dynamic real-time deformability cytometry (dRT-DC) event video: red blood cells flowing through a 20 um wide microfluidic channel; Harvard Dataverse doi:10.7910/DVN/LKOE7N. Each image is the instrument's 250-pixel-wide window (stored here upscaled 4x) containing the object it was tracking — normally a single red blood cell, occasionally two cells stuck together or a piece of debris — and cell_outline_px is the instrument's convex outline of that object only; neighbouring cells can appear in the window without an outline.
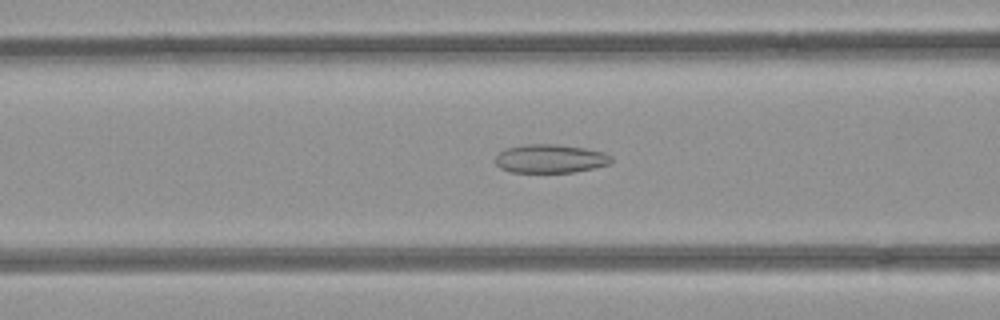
{"species": "common noctule bat (a hibernating species)", "species_latin": "Nyctalus noctula", "temperature_condition": "room temperature", "stored_images_in_passage": 47, "camera_frame_rate_fps": 3000, "um_per_image_px": 0.085, "animal": {"sex": "female", "body_mass_g": 21.9}, "frame": {"image": 1, "passage_image": 21, "time_ms": 6.667, "image_size_px": [1000, 320], "cell_outline_px": [[612, 160], [608, 164], [592, 168], [572, 172], [512, 172], [500, 168], [496, 164], [496, 156], [504, 148], [524, 144], [556, 144], [584, 148], [604, 152], [612, 156]], "centroid_in_image_um": [46.75, 13.47], "position_along_channel_um": 119.8, "area_um2": 19.25}}
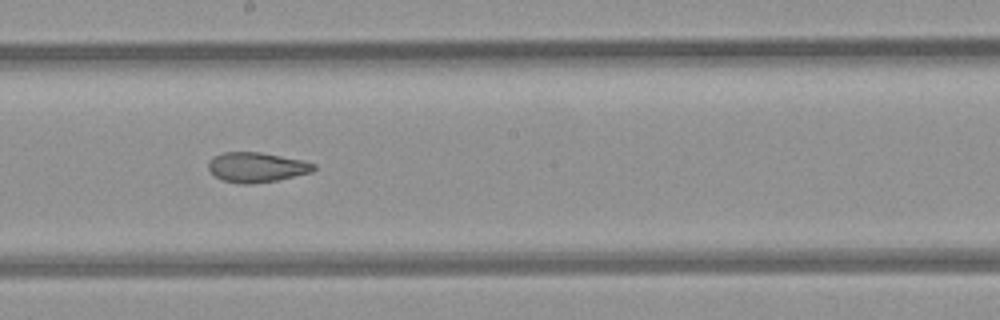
{"frame": {"image": 2, "passage_image": 29, "time_ms": 9.333, "image_size_px": [1000, 320], "cell_outline_px": [[316, 168], [312, 172], [276, 180], [252, 184], [244, 184], [224, 180], [216, 176], [208, 168], [208, 160], [212, 156], [224, 152], [260, 152], [304, 160], [316, 164]], "centroid_in_image_um": [21.82, 14.2], "position_along_channel_um": 226.4, "area_um2": 18.32}}
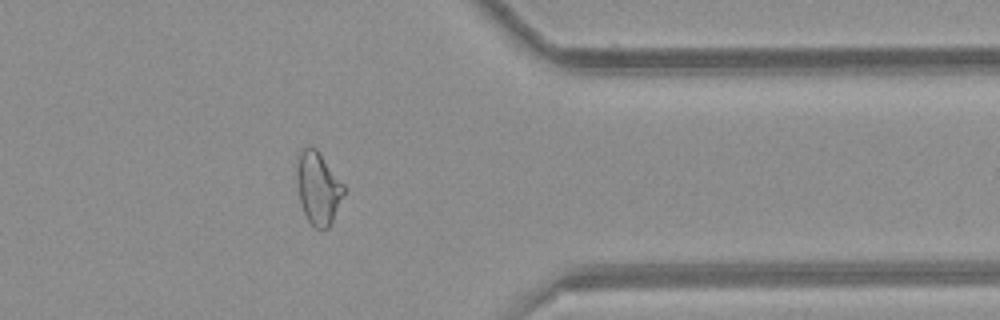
{"frame": {"image": 3, "passage_image": 42, "time_ms": 13.667, "image_size_px": [1000, 320], "cell_outline_px": [[344, 192], [332, 220], [328, 228], [316, 228], [308, 220], [300, 204], [296, 172], [296, 156], [308, 144], [312, 144], [316, 148], [344, 184]], "centroid_in_image_um": [27.0, 15.91], "position_along_channel_um": 384.4, "area_um2": 19.77}}